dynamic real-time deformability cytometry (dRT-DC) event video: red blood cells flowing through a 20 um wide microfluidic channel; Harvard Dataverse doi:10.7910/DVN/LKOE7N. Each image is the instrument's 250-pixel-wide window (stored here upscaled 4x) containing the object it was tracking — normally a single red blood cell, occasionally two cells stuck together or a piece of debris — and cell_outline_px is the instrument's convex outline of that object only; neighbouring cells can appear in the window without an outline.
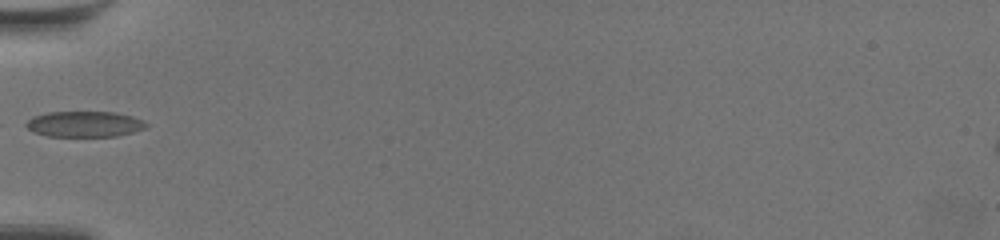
{"species": "common noctule bat (a hibernating species)", "species_latin": "Nyctalus noctula", "temperature_condition": "warm", "stored_images_in_passage": 7, "camera_frame_rate_fps": 3000, "um_per_image_px": 0.085, "animal": {"sex": "female", "body_mass_g": 19.5, "forearm_length_mm": 54.1}, "frame": {"image": 1, "passage_image": 1, "time_ms": 0.0, "image_size_px": [1000, 240], "cell_outline_px": [[148, 124], [144, 128], [132, 132], [116, 136], [48, 136], [36, 132], [28, 128], [24, 124], [32, 116], [48, 112], [116, 112], [132, 116]], "centroid_in_image_um": [7.16, 10.54], "position_along_channel_um": 77.8, "area_um2": 17.8}}